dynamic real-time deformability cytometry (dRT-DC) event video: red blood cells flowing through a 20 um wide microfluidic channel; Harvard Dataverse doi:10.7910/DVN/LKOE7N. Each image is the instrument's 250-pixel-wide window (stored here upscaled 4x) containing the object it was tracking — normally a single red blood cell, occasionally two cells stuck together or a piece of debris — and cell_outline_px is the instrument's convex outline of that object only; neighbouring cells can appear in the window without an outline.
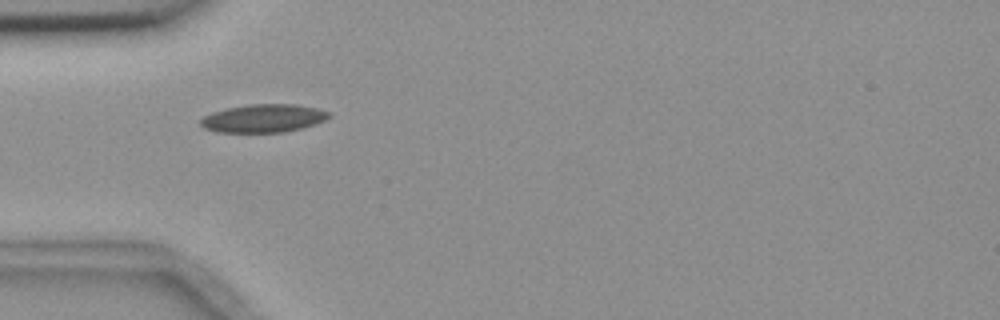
{"species": "common noctule bat (a hibernating species)", "species_latin": "Nyctalus noctula", "temperature_condition": "room temperature", "stored_images_in_passage": 11, "camera_frame_rate_fps": 3000, "um_per_image_px": 0.085, "animal": {"sex": "female", "body_mass_g": 18.4}, "frame": {"image": 1, "passage_image": 2, "time_ms": 1.0, "image_size_px": [1000, 320], "cell_outline_px": [[332, 116], [324, 120], [300, 128], [284, 132], [216, 132], [204, 128], [200, 124], [200, 120], [204, 116], [212, 112], [228, 108], [252, 104], [296, 104], [316, 108], [332, 112]], "centroid_in_image_um": [22.39, 10.05], "position_along_channel_um": 62.6, "area_um2": 20.92}}
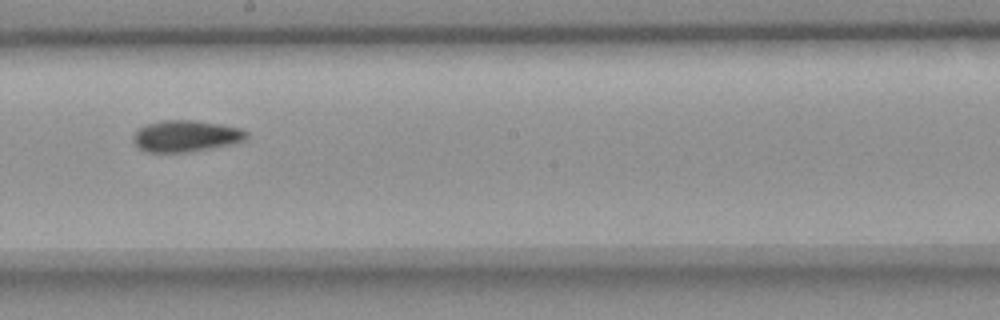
{"frame": {"image": 2, "passage_image": 6, "time_ms": 5.667, "image_size_px": [1000, 320], "cell_outline_px": [[248, 136], [244, 140], [212, 148], [188, 152], [148, 152], [140, 148], [132, 140], [132, 136], [140, 128], [148, 124], [164, 120], [196, 120], [220, 124], [240, 128], [248, 132]], "centroid_in_image_um": [15.8, 11.56], "position_along_channel_um": 232.4, "area_um2": 20.58}}
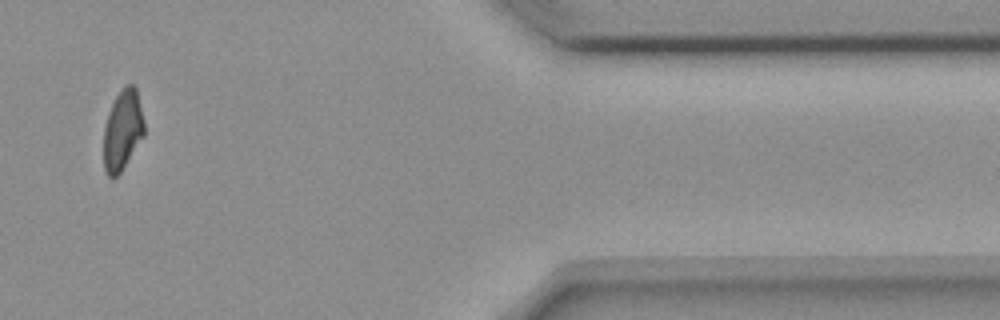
{"frame": {"image": 3, "passage_image": 10, "time_ms": 11.333, "image_size_px": [1000, 320], "cell_outline_px": [[144, 136], [120, 172], [116, 176], [108, 176], [104, 168], [104, 128], [108, 112], [116, 96], [128, 84], [132, 84], [136, 88], [144, 120]], "centroid_in_image_um": [10.42, 11.06], "position_along_channel_um": 401.0, "area_um2": 18.67}}